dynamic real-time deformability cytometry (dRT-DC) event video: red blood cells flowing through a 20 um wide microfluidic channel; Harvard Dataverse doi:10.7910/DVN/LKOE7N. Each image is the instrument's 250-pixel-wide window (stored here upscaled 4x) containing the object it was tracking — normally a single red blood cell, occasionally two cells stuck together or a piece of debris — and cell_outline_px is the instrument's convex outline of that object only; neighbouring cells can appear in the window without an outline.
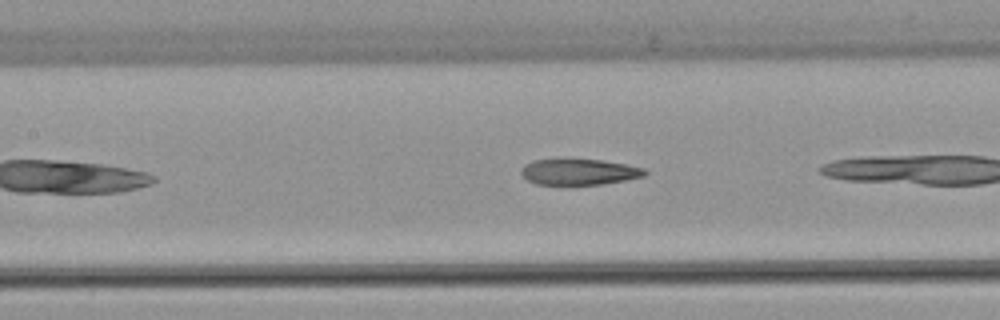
{"species": "common noctule bat (a hibernating species)", "species_latin": "Nyctalus noctula", "temperature_condition": "warm", "stored_images_in_passage": 14, "camera_frame_rate_fps": 3000, "um_per_image_px": 0.085, "animal": {"sex": "female", "body_mass_g": 22.7, "forearm_length_mm": 54.2}, "frame": {"image": 1, "passage_image": 7, "time_ms": 2.0, "image_size_px": [1000, 320], "cell_outline_px": [[648, 172], [644, 176], [604, 184], [536, 184], [528, 180], [520, 172], [520, 168], [524, 164], [532, 160], [556, 156], [560, 156], [600, 160], [624, 164], [644, 168]], "centroid_in_image_um": [49.14, 14.55], "position_along_channel_um": 158.3, "area_um2": 19.42}}